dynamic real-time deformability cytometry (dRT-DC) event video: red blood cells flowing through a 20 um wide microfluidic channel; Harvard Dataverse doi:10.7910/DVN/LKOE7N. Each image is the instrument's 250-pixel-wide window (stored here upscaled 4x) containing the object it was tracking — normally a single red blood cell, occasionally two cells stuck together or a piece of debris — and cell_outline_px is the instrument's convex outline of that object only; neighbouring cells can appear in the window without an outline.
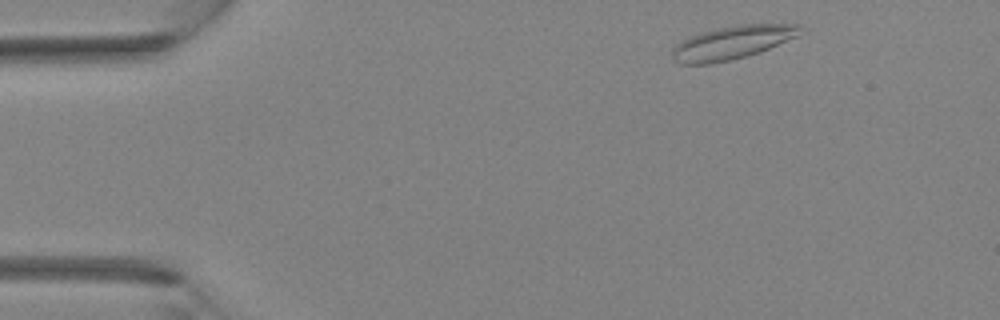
{"species": "Egyptian fruit bat (a non-hibernating species)", "species_latin": "Rousettus aegyptiacus", "temperature_condition": "room temperature", "stored_images_in_passage": 34, "camera_frame_rate_fps": 3000, "um_per_image_px": 0.085, "animal": {"sex": "female"}, "frame": {"image": 1, "passage_image": 1, "time_ms": 0.0, "image_size_px": [1000, 320], "cell_outline_px": [[804, 32], [800, 36], [760, 52], [728, 60], [708, 64], [680, 64], [672, 60], [672, 48], [676, 44], [688, 36], [700, 32], [736, 24], [800, 24], [804, 28]], "centroid_in_image_um": [62.27, 3.6], "position_along_channel_um": 22.7, "area_um2": 25.26}}
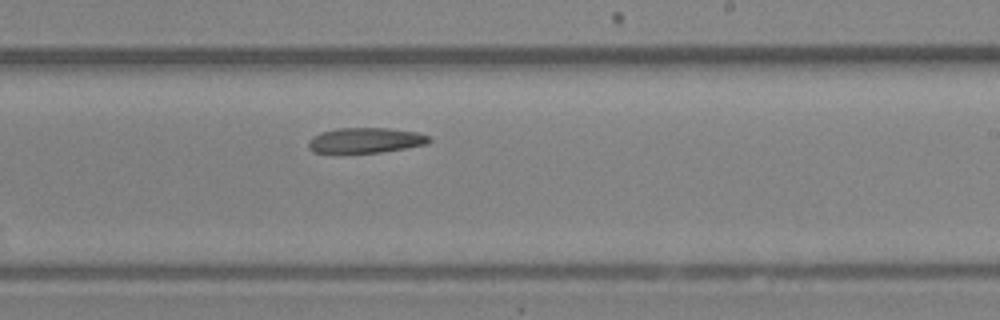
{"frame": {"image": 2, "passage_image": 19, "time_ms": 6.0, "image_size_px": [1000, 320], "cell_outline_px": [[432, 140], [428, 144], [380, 152], [312, 152], [308, 148], [308, 140], [312, 136], [320, 132], [340, 128], [388, 128], [416, 132], [428, 136]], "centroid_in_image_um": [31.05, 11.92], "position_along_channel_um": 258.0, "area_um2": 17.63}}
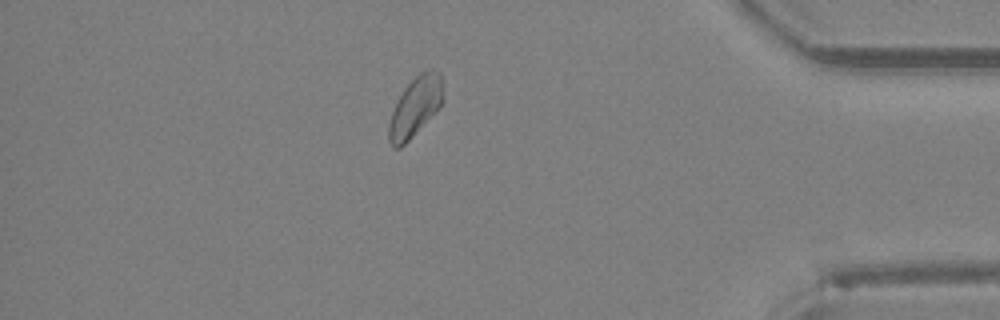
{"frame": {"image": 3, "passage_image": 29, "time_ms": 9.333, "image_size_px": [1000, 320], "cell_outline_px": [[444, 100], [440, 108], [400, 148], [392, 148], [388, 140], [388, 124], [392, 112], [404, 88], [420, 72], [432, 68], [440, 72]], "centroid_in_image_um": [35.31, 9.08], "position_along_channel_um": 399.9, "area_um2": 18.79}}